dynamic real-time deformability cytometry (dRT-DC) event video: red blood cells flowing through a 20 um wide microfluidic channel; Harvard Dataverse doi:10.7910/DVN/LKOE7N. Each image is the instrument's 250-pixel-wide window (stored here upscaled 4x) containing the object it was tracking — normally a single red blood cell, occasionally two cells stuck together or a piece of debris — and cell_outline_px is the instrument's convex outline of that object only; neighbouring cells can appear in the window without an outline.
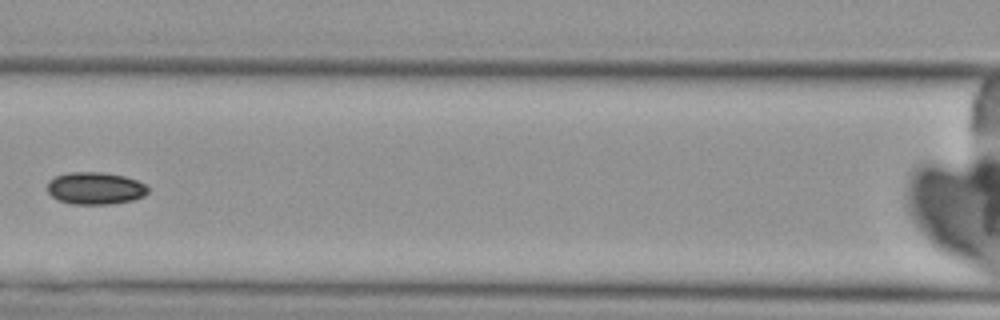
{"species": "Egyptian fruit bat (a non-hibernating species)", "species_latin": "Rousettus aegyptiacus", "temperature_condition": "cold", "stored_images_in_passage": 8, "camera_frame_rate_fps": 3000, "um_per_image_px": 0.085, "animal": {"sex": "female"}, "frame": {"image": 1, "passage_image": 7, "time_ms": 7.0, "image_size_px": [1000, 320], "cell_outline_px": [[148, 192], [144, 196], [132, 200], [112, 204], [68, 204], [56, 200], [48, 192], [48, 180], [56, 176], [68, 172], [104, 172], [124, 176], [136, 180], [144, 184], [148, 188]], "centroid_in_image_um": [8.07, 16.01], "position_along_channel_um": 158.5, "area_um2": 19.07}}
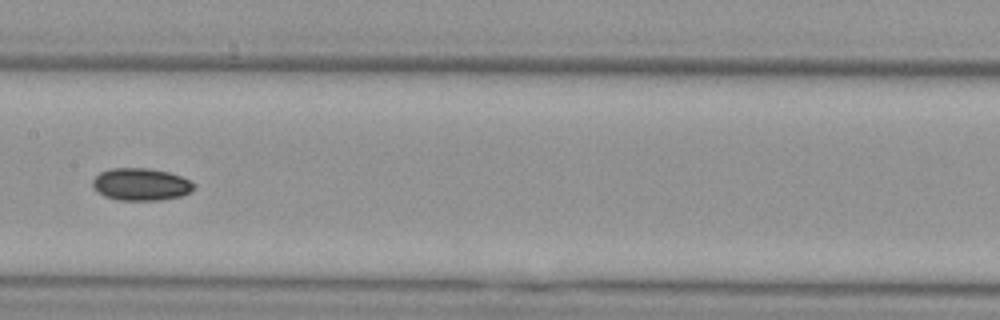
{"frame": {"image": 2, "passage_image": 8, "time_ms": 8.0, "image_size_px": [1000, 320], "cell_outline_px": [[196, 184], [188, 192], [180, 196], [160, 200], [116, 200], [104, 196], [96, 192], [92, 188], [92, 180], [100, 172], [112, 168], [148, 168], [168, 172], [180, 176]], "centroid_in_image_um": [11.91, 15.67], "position_along_channel_um": 195.5, "area_um2": 19.07}}